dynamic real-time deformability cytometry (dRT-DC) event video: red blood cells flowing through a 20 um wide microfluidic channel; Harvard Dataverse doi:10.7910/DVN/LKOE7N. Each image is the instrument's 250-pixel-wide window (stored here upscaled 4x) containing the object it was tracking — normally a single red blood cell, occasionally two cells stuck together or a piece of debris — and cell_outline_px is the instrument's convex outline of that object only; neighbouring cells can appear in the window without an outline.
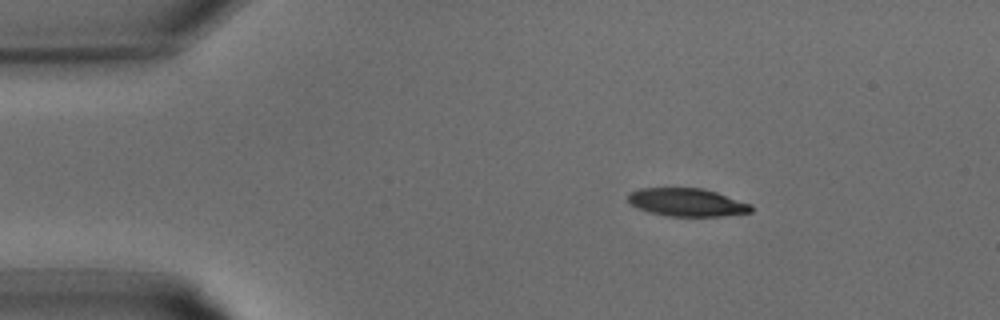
{"species": "common noctule bat (a hibernating species)", "species_latin": "Nyctalus noctula", "temperature_condition": "warm", "stored_images_in_passage": 32, "camera_frame_rate_fps": 3000, "um_per_image_px": 0.085, "animal": {"sex": "male", "body_mass_g": 15.6}, "frame": {"image": 1, "passage_image": 5, "time_ms": 1.333, "image_size_px": [1000, 320], "cell_outline_px": [[752, 212], [724, 216], [668, 216], [648, 212], [632, 204], [628, 200], [628, 196], [632, 192], [640, 188], [704, 188], [752, 204]], "centroid_in_image_um": [58.44, 17.2], "position_along_channel_um": 26.6, "area_um2": 20.0}}
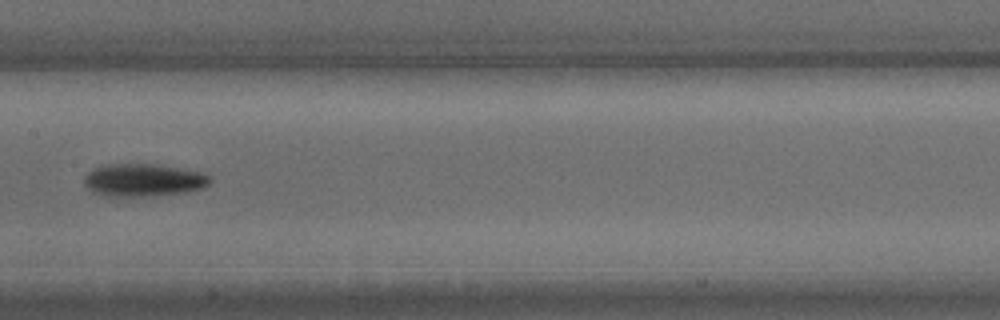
{"frame": {"image": 2, "passage_image": 16, "time_ms": 5.0, "image_size_px": [1000, 320], "cell_outline_px": [[212, 180], [204, 188], [184, 192], [140, 196], [108, 196], [92, 192], [84, 184], [84, 176], [88, 172], [96, 168], [108, 164], [156, 164], [180, 168], [200, 172], [208, 176]], "centroid_in_image_um": [12.17, 15.3], "position_along_channel_um": 195.2, "area_um2": 23.7}}
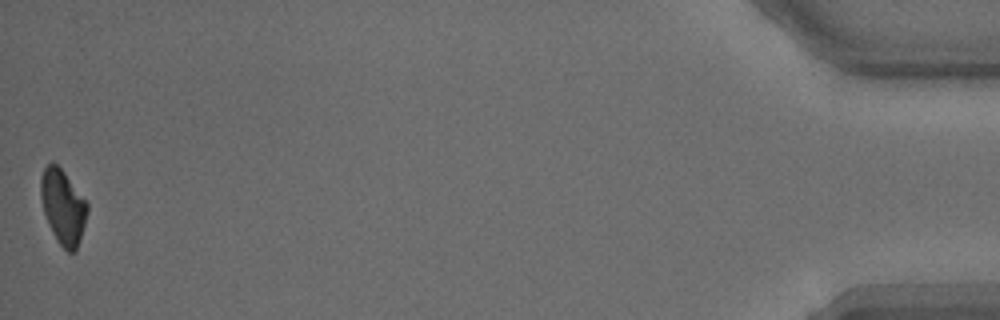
{"frame": {"image": 3, "passage_image": 32, "time_ms": 10.333, "image_size_px": [1000, 320], "cell_outline_px": [[88, 212], [76, 252], [68, 252], [56, 240], [44, 212], [40, 196], [40, 176], [44, 168], [48, 164], [56, 164], [64, 172], [88, 204]], "centroid_in_image_um": [5.35, 17.59], "position_along_channel_um": 429.9, "area_um2": 19.94}}